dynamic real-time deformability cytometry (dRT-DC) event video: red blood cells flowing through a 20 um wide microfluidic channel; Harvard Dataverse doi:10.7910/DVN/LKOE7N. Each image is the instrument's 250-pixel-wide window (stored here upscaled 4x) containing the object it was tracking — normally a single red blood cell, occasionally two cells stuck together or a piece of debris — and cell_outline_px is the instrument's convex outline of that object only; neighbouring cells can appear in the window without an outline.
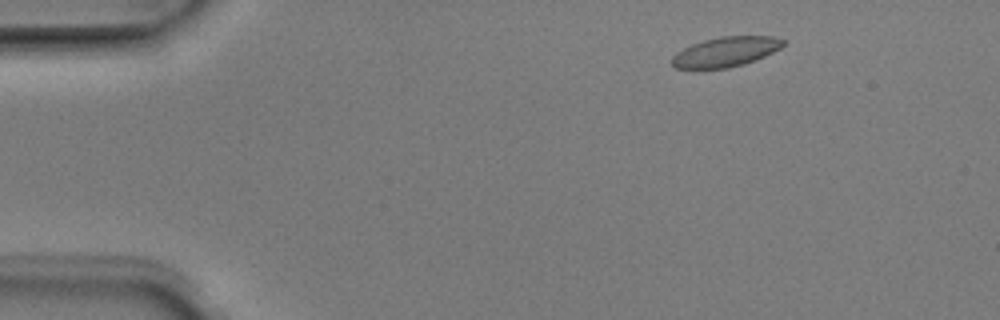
{"species": "Egyptian fruit bat (a non-hibernating species)", "species_latin": "Rousettus aegyptiacus", "temperature_condition": "room temperature", "stored_images_in_passage": 5, "camera_frame_rate_fps": 3000, "um_per_image_px": 0.085, "animal": {"sex": "male"}, "frame": {"image": 1, "passage_image": 2, "time_ms": 0.333, "image_size_px": [1000, 320], "cell_outline_px": [[784, 44], [780, 48], [764, 56], [744, 64], [728, 68], [696, 72], [692, 72], [676, 68], [672, 64], [672, 56], [676, 52], [692, 44], [704, 40], [720, 36], [772, 36], [784, 40]], "centroid_in_image_um": [61.58, 4.46], "position_along_channel_um": 23.4, "area_um2": 19.94}}
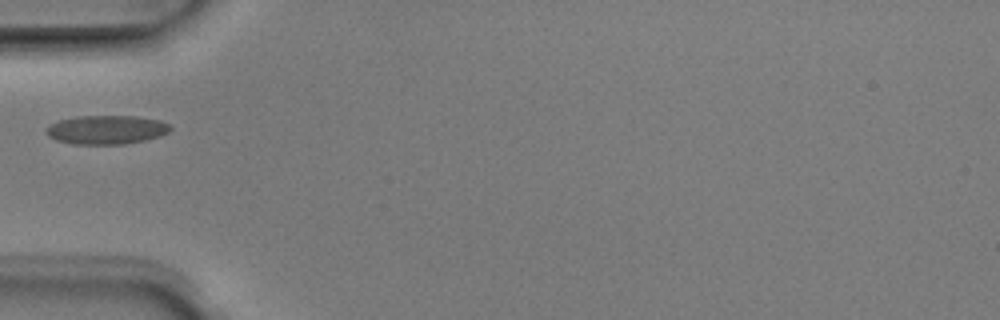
{"frame": {"image": 2, "passage_image": 5, "time_ms": 1.333, "image_size_px": [1000, 320], "cell_outline_px": [[172, 128], [168, 132], [160, 136], [144, 140], [124, 144], [72, 144], [56, 140], [48, 136], [44, 132], [44, 128], [48, 124], [60, 120], [76, 116], [136, 116], [160, 120], [168, 124]], "centroid_in_image_um": [9.0, 11.02], "position_along_channel_um": 76.0, "area_um2": 21.04}}